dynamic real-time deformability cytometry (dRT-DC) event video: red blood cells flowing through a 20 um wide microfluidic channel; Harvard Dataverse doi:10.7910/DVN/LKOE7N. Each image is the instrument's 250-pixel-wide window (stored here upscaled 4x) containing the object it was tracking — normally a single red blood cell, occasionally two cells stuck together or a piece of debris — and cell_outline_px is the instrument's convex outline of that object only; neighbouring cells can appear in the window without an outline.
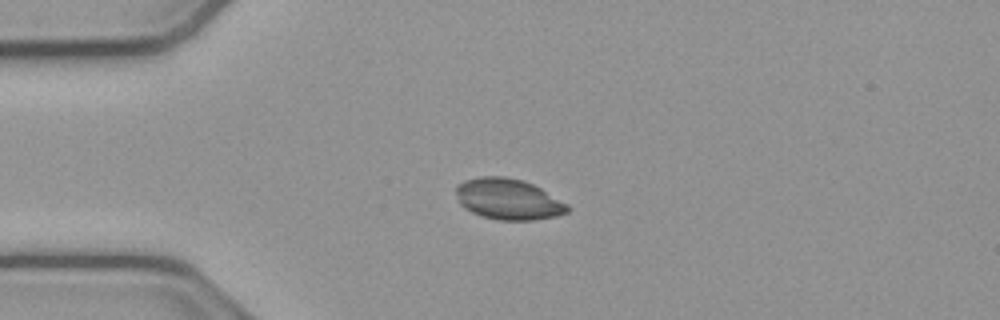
{"species": "common noctule bat (a hibernating species)", "species_latin": "Nyctalus noctula", "temperature_condition": "cold", "stored_images_in_passage": 42, "camera_frame_rate_fps": 3000, "um_per_image_px": 0.085, "animal": {"sex": "male", "body_mass_g": 23.1, "forearm_length_mm": 52.7}, "frame": {"image": 1, "passage_image": 1, "time_ms": 0.0, "image_size_px": [1000, 320], "cell_outline_px": [[572, 208], [568, 212], [556, 216], [532, 220], [496, 220], [480, 216], [464, 208], [460, 204], [456, 192], [456, 184], [464, 180], [480, 176], [504, 176], [524, 180], [540, 188], [568, 204]], "centroid_in_image_um": [43.19, 16.93], "position_along_channel_um": 41.8, "area_um2": 26.82}}
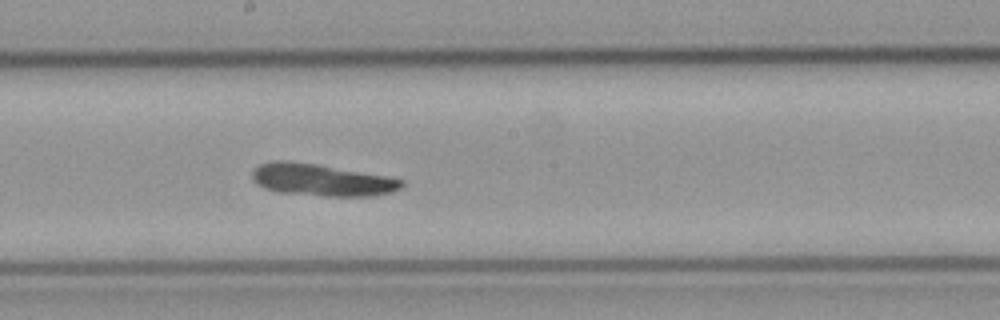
{"frame": {"image": 2, "passage_image": 17, "time_ms": 5.333, "image_size_px": [1000, 320], "cell_outline_px": [[404, 188], [392, 192], [372, 196], [324, 196], [276, 192], [264, 188], [256, 184], [252, 180], [252, 172], [260, 164], [276, 160], [288, 160], [316, 164], [388, 176], [404, 180]], "centroid_in_image_um": [27.35, 15.3], "position_along_channel_um": 220.9, "area_um2": 28.15}}
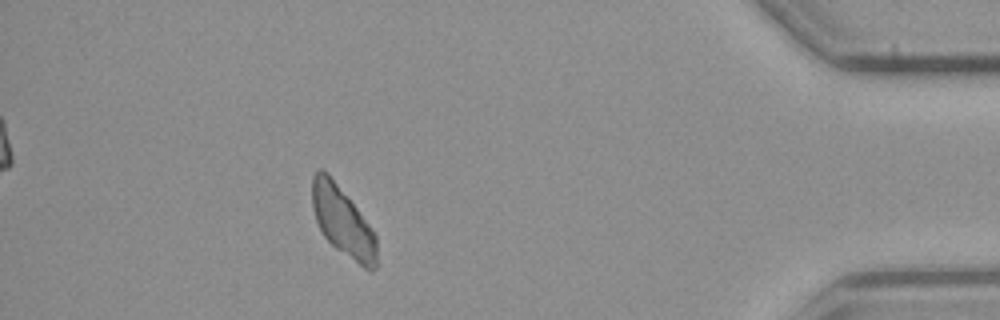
{"frame": {"image": 3, "passage_image": 36, "time_ms": 11.667, "image_size_px": [1000, 320], "cell_outline_px": [[376, 268], [372, 272], [364, 268], [336, 248], [324, 236], [316, 220], [312, 208], [312, 176], [316, 168], [324, 168], [328, 172], [356, 208], [368, 224], [376, 236]], "centroid_in_image_um": [29.1, 18.79], "position_along_channel_um": 406.1, "area_um2": 25.89}, "authors_computed_cell_mechanics": {"area_um2": 27.5995, "velocity_mm_per_s": 3.7779, "shape_relaxation_time_tau1_ms": 2.1361, "shape_relaxation_time_tau2_ms": null, "deformation_change_tau1": null, "deformation_change_tau2": null}}